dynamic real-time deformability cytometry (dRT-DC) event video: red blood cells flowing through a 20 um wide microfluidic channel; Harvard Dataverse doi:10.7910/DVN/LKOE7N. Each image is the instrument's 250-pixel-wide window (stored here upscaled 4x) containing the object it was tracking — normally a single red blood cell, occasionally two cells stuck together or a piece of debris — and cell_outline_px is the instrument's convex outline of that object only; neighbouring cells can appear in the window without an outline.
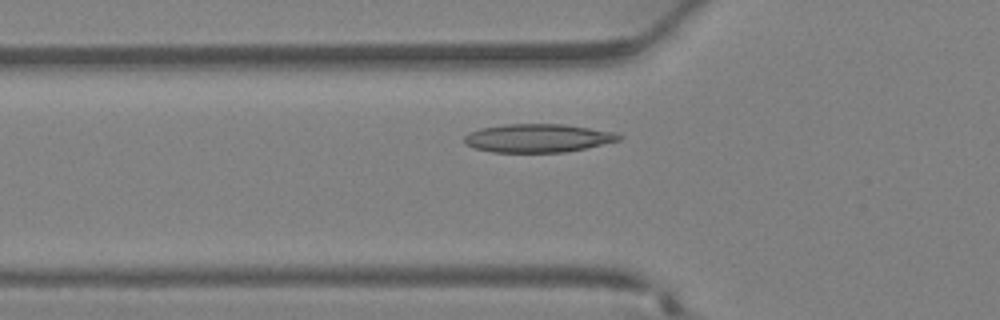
{"species": "Egyptian fruit bat (a non-hibernating species)", "species_latin": "Rousettus aegyptiacus", "temperature_condition": "warm", "stored_images_in_passage": 24, "camera_frame_rate_fps": 3000, "um_per_image_px": 0.085, "animal": {"sex": "female"}, "frame": {"image": 1, "passage_image": 3, "time_ms": 0.667, "image_size_px": [1000, 320], "cell_outline_px": [[624, 136], [620, 140], [584, 148], [564, 152], [492, 152], [476, 148], [464, 144], [464, 136], [480, 128], [504, 124], [564, 124], [616, 132]], "centroid_in_image_um": [45.73, 11.73], "position_along_channel_um": 80.1, "area_um2": 25.49}}
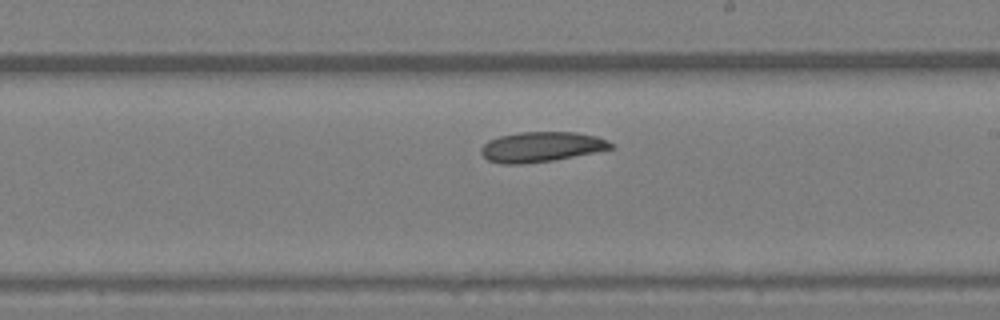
{"frame": {"image": 2, "passage_image": 12, "time_ms": 3.667, "image_size_px": [1000, 320], "cell_outline_px": [[612, 148], [552, 160], [520, 164], [500, 164], [488, 160], [480, 152], [480, 148], [488, 140], [500, 136], [520, 132], [576, 132], [596, 136], [608, 140], [612, 144]], "centroid_in_image_um": [45.96, 12.47], "position_along_channel_um": 243.0, "area_um2": 22.48}}
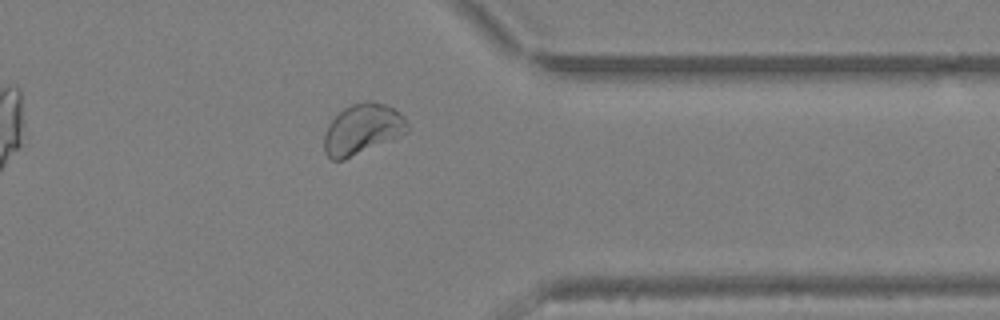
{"frame": {"image": 3, "passage_image": 20, "time_ms": 6.333, "image_size_px": [1000, 320], "cell_outline_px": [[408, 132], [400, 136], [344, 160], [332, 160], [324, 152], [324, 136], [328, 124], [344, 108], [352, 104], [368, 100], [372, 100], [384, 104], [400, 112], [404, 116], [408, 124]], "centroid_in_image_um": [30.81, 10.98], "position_along_channel_um": 380.6, "area_um2": 24.45}}